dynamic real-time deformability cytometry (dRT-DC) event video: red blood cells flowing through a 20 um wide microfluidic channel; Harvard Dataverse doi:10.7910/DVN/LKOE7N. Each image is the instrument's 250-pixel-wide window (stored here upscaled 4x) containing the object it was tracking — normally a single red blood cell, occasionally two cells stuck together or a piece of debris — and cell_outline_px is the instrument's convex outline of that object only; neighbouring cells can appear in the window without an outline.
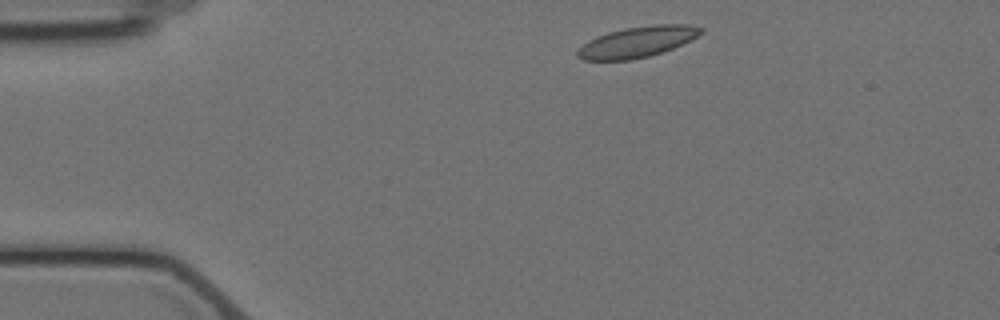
{"species": "Egyptian fruit bat (a non-hibernating species)", "species_latin": "Rousettus aegyptiacus", "temperature_condition": "cold", "stored_images_in_passage": 9, "camera_frame_rate_fps": 3000, "um_per_image_px": 0.085, "animal": {"sex": "female"}, "frame": {"image": 1, "passage_image": 1, "time_ms": 0.0, "image_size_px": [1000, 320], "cell_outline_px": [[704, 32], [672, 48], [648, 56], [632, 60], [584, 60], [576, 56], [576, 52], [588, 40], [596, 36], [608, 32], [624, 28], [656, 24], [688, 24], [704, 28]], "centroid_in_image_um": [54.15, 3.55], "position_along_channel_um": 30.9, "area_um2": 21.96}}
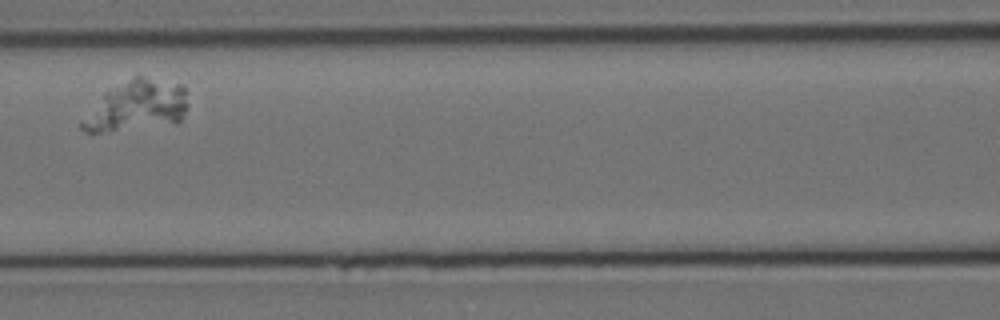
{"frame": {"image": 2, "passage_image": 6, "time_ms": 6.0, "image_size_px": [1000, 320], "cell_outline_px": [[188, 104], [180, 120], [176, 124], [100, 132], [84, 132], [80, 128], [80, 124], [104, 92], [136, 76], [140, 76], [184, 84]], "centroid_in_image_um": [11.67, 9.0], "position_along_channel_um": 154.9, "area_um2": 30.81}}
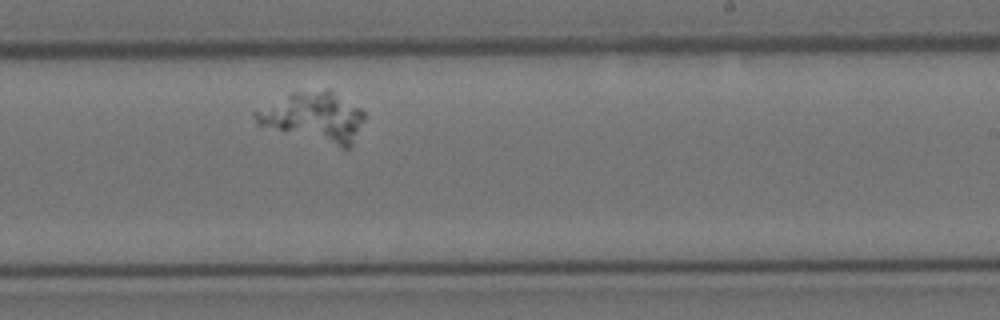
{"frame": {"image": 3, "passage_image": 9, "time_ms": 9.333, "image_size_px": [1000, 320], "cell_outline_px": [[364, 120], [352, 144], [348, 148], [340, 148], [256, 124], [252, 116], [252, 112], [292, 92], [328, 88], [360, 108], [364, 112]], "centroid_in_image_um": [26.67, 9.94], "position_along_channel_um": 262.3, "area_um2": 31.5}}